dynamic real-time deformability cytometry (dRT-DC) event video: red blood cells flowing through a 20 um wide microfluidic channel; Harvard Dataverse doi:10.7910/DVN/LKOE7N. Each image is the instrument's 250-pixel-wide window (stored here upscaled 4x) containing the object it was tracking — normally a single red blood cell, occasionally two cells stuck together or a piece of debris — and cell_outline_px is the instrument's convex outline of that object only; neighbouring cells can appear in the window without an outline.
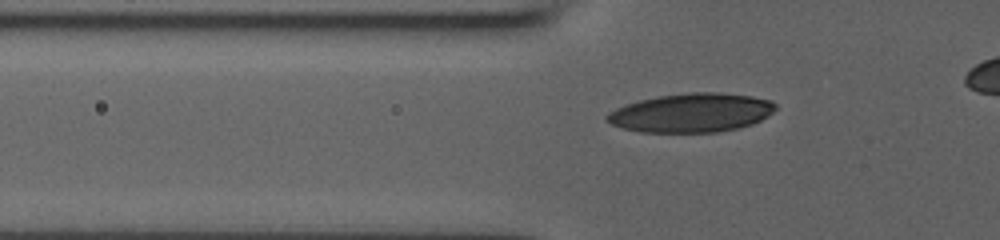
{"species": "human", "species_latin": "Homo sapiens", "temperature_condition": "room temperature", "stored_images_in_passage": 32, "camera_frame_rate_fps": 3000, "um_per_image_px": 0.085, "donor": {"sex": "male"}, "frame": {"image": 1, "passage_image": 4, "time_ms": 1.0, "image_size_px": [1000, 240], "cell_outline_px": [[776, 108], [768, 116], [752, 124], [740, 128], [716, 132], [640, 132], [624, 128], [612, 124], [604, 120], [604, 116], [608, 112], [616, 108], [640, 100], [656, 96], [688, 92], [716, 92], [752, 96], [772, 100], [776, 104]], "centroid_in_image_um": [58.77, 9.58], "position_along_channel_um": 67.0, "area_um2": 38.38}}
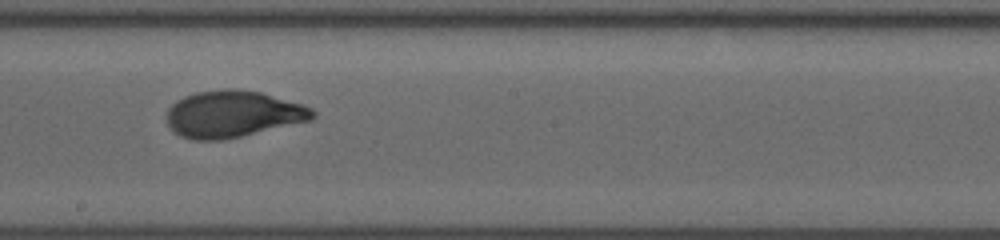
{"frame": {"image": 2, "passage_image": 16, "time_ms": 5.0, "image_size_px": [1000, 240], "cell_outline_px": [[316, 116], [312, 120], [240, 136], [220, 140], [192, 140], [180, 136], [168, 124], [168, 108], [176, 100], [184, 96], [196, 92], [224, 88], [236, 88], [260, 92], [304, 104], [312, 108], [316, 112]], "centroid_in_image_um": [19.82, 9.68], "position_along_channel_um": 228.4, "area_um2": 39.77}}
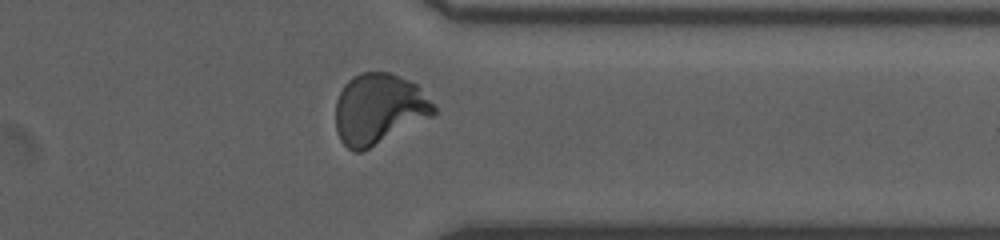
{"frame": {"image": 3, "passage_image": 27, "time_ms": 8.667, "image_size_px": [1000, 240], "cell_outline_px": [[436, 112], [432, 116], [360, 152], [352, 152], [340, 140], [336, 132], [336, 100], [344, 84], [352, 76], [360, 72], [388, 72], [408, 80], [416, 84], [436, 108]], "centroid_in_image_um": [32.16, 9.25], "position_along_channel_um": 379.2, "area_um2": 40.0}}